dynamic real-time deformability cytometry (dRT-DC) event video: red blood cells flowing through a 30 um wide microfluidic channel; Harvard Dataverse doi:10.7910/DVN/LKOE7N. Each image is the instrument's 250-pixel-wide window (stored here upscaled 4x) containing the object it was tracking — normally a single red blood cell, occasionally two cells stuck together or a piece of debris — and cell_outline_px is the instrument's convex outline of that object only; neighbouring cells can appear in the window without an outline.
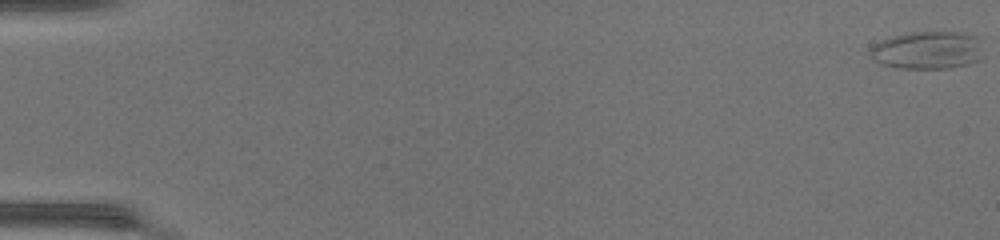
{"species": "common noctule bat (a hibernating species)", "species_latin": "Nyctalus noctula", "temperature_condition": "warm", "stored_images_in_passage": 50, "camera_frame_rate_fps": 3000, "um_per_image_px": 0.085, "animal": {"sex": "female", "body_mass_g": 17.0, "forearm_length_mm": 48.0}, "frame": {"image": 1, "passage_image": 1, "time_ms": 0.0, "image_size_px": [1000, 240], "cell_outline_px": [[980, 60], [968, 64], [948, 68], [900, 68], [880, 64], [868, 56], [868, 52], [872, 44], [880, 40], [892, 36], [908, 32], [964, 32], [980, 36]], "centroid_in_image_um": [78.8, 4.25], "position_along_channel_um": 6.2, "area_um2": 25.32}}
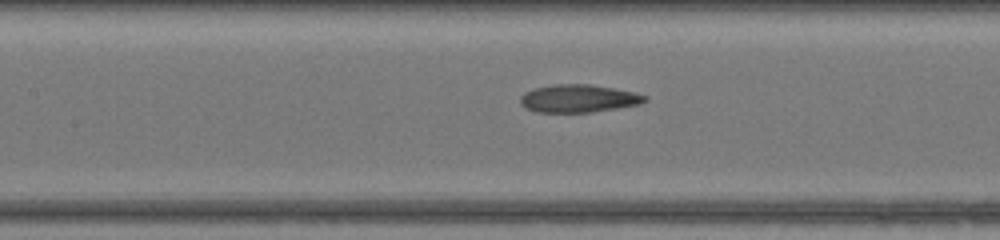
{"frame": {"image": 2, "passage_image": 25, "time_ms": 8.0, "image_size_px": [1000, 240], "cell_outline_px": [[648, 100], [640, 104], [592, 112], [536, 112], [524, 108], [520, 104], [520, 96], [524, 92], [532, 88], [556, 84], [592, 84], [636, 92], [648, 96]], "centroid_in_image_um": [49.16, 8.36], "position_along_channel_um": 158.2, "area_um2": 20.46}}
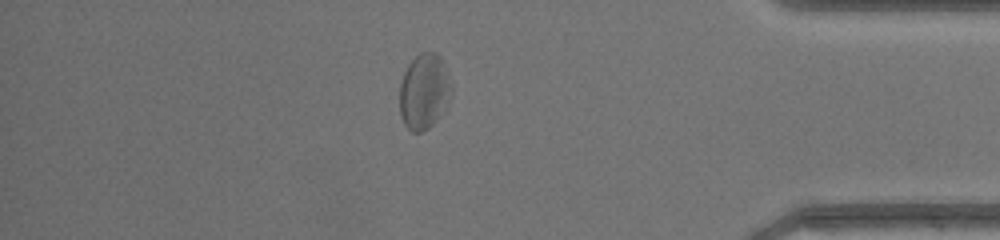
{"frame": {"image": 3, "passage_image": 44, "time_ms": 14.333, "image_size_px": [1000, 240], "cell_outline_px": [[452, 92], [444, 112], [428, 128], [420, 132], [412, 132], [404, 124], [400, 116], [400, 84], [404, 72], [408, 64], [420, 52], [436, 52], [440, 56], [452, 84]], "centroid_in_image_um": [36.05, 7.78], "position_along_channel_um": 399.1, "area_um2": 22.89}, "authors_computed_cell_mechanics": {"area_um2": 21.7328, "velocity_mm_per_s": 4.281, "shape_relaxation_time_tau1_ms": null, "shape_relaxation_time_tau2_ms": 2.0665, "deformation_change_tau1": null, "deformation_change_tau2": 0.1058}}